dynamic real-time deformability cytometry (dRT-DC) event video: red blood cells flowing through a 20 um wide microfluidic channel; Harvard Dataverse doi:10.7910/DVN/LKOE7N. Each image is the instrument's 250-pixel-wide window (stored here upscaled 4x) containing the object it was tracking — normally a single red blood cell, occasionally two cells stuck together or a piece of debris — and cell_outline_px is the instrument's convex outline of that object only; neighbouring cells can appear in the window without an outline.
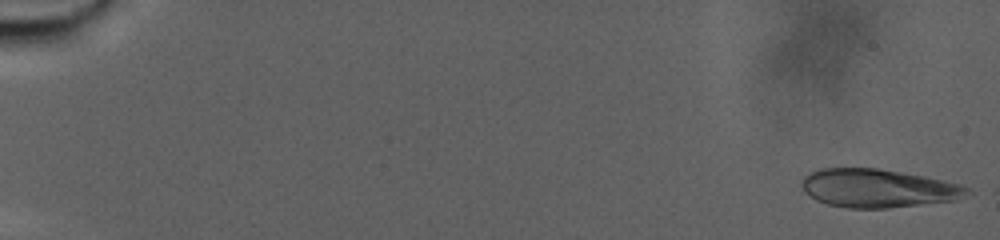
{"species": "human", "species_latin": "Homo sapiens", "temperature_condition": "warm", "stored_images_in_passage": 63, "camera_frame_rate_fps": 3000, "um_per_image_px": 0.085, "donor": {"sex": "male"}, "frame": {"image": 1, "passage_image": 2, "time_ms": 0.333, "image_size_px": [1000, 240], "cell_outline_px": [[972, 192], [956, 200], [888, 208], [848, 208], [828, 204], [816, 200], [804, 192], [800, 184], [804, 176], [808, 172], [820, 168], [876, 168], [924, 176], [960, 184], [972, 188]], "centroid_in_image_um": [74.61, 16.0], "position_along_channel_um": 10.4, "area_um2": 37.17}}
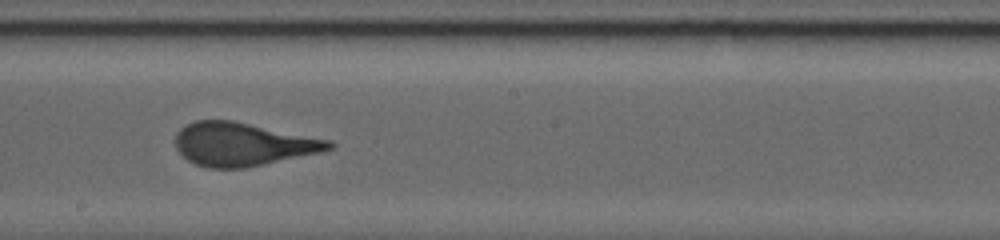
{"frame": {"image": 2, "passage_image": 27, "time_ms": 8.667, "image_size_px": [1000, 240], "cell_outline_px": [[336, 144], [332, 148], [320, 152], [244, 168], [208, 168], [196, 164], [188, 160], [176, 148], [176, 132], [184, 124], [196, 120], [232, 120], [332, 140]], "centroid_in_image_um": [20.62, 12.24], "position_along_channel_um": 227.6, "area_um2": 38.67}}
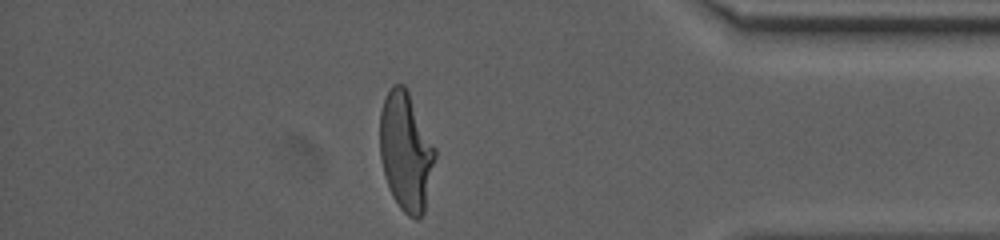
{"frame": {"image": 3, "passage_image": 52, "time_ms": 17.0, "image_size_px": [1000, 240], "cell_outline_px": [[436, 156], [424, 212], [416, 220], [408, 216], [400, 208], [392, 196], [384, 176], [380, 160], [380, 112], [384, 96], [392, 84], [404, 84], [436, 148]], "centroid_in_image_um": [34.48, 12.88], "position_along_channel_um": 400.7, "area_um2": 38.26}, "authors_computed_cell_mechanics": {"area_um2": 38.5526, "velocity_mm_per_s": 2.3698, "shape_relaxation_time_tau1_ms": 9.2885, "shape_relaxation_time_tau2_ms": null, "deformation_change_tau1": 0.2587, "deformation_change_tau2": null}}